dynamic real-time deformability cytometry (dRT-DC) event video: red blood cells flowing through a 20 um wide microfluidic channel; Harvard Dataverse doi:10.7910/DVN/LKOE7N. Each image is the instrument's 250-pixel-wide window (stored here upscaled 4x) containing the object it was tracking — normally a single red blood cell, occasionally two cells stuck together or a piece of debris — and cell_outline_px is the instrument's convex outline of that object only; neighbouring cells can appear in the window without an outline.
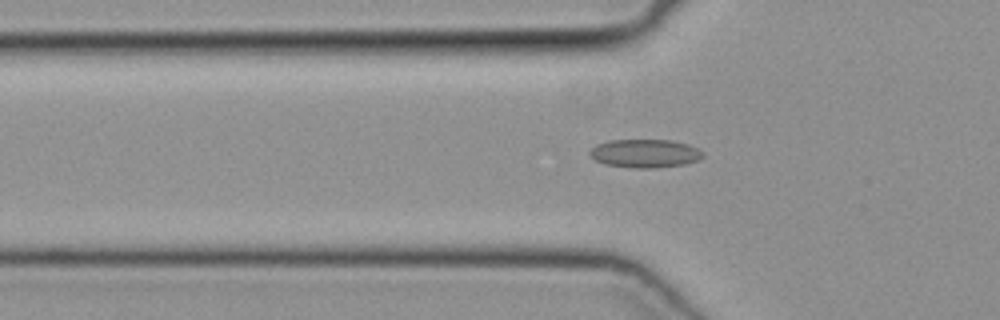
{"species": "common noctule bat (a hibernating species)", "species_latin": "Nyctalus noctula", "temperature_condition": "cold", "stored_images_in_passage": 40, "camera_frame_rate_fps": 3000, "um_per_image_px": 0.085, "animal": {"sex": "female", "body_mass_g": 19.3, "forearm_length_mm": 54.1}, "frame": {"image": 1, "passage_image": 10, "time_ms": 3.0, "image_size_px": [1000, 320], "cell_outline_px": [[704, 156], [696, 160], [684, 164], [656, 168], [632, 168], [604, 164], [596, 160], [588, 152], [596, 144], [608, 140], [668, 140], [688, 144], [704, 152]], "centroid_in_image_um": [54.8, 13.04], "position_along_channel_um": 71.0, "area_um2": 18.67}}
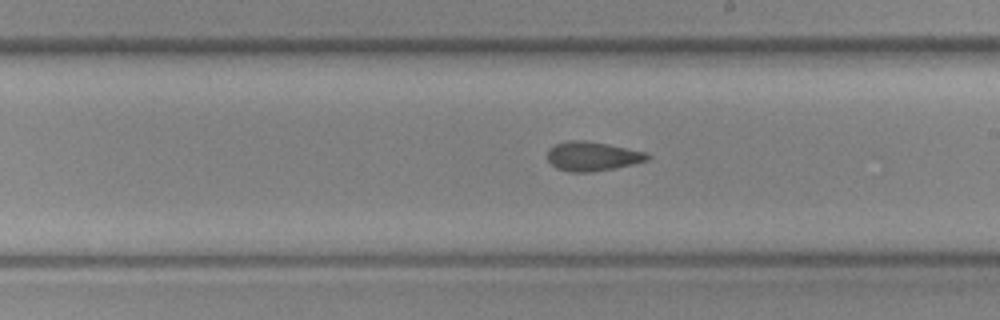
{"frame": {"image": 2, "passage_image": 22, "time_ms": 7.0, "image_size_px": [1000, 320], "cell_outline_px": [[652, 156], [648, 160], [616, 168], [592, 172], [568, 172], [556, 168], [548, 160], [548, 148], [556, 144], [568, 140], [584, 140], [608, 144], [648, 152]], "centroid_in_image_um": [50.37, 13.28], "position_along_channel_um": 238.6, "area_um2": 17.22}}
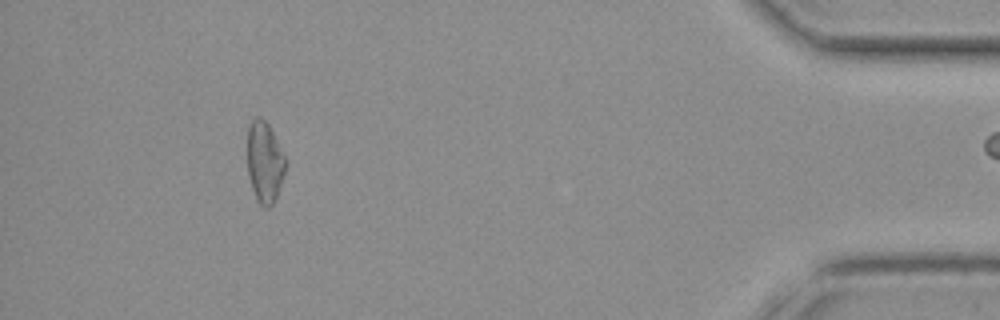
{"frame": {"image": 3, "passage_image": 39, "time_ms": 12.667, "image_size_px": [1000, 320], "cell_outline_px": [[284, 172], [276, 200], [268, 208], [264, 208], [256, 200], [248, 176], [248, 124], [256, 116], [260, 116], [268, 124], [284, 156]], "centroid_in_image_um": [22.46, 13.8], "position_along_channel_um": 412.7, "area_um2": 17.8}}